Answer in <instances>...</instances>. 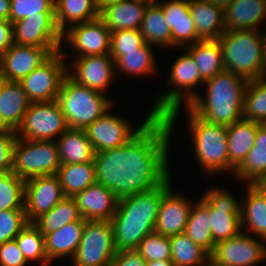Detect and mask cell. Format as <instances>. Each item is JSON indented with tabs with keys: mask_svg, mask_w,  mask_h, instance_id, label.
I'll return each instance as SVG.
<instances>
[{
	"mask_svg": "<svg viewBox=\"0 0 266 266\" xmlns=\"http://www.w3.org/2000/svg\"><path fill=\"white\" fill-rule=\"evenodd\" d=\"M27 264L15 239L0 244V266H27Z\"/></svg>",
	"mask_w": 266,
	"mask_h": 266,
	"instance_id": "obj_47",
	"label": "cell"
},
{
	"mask_svg": "<svg viewBox=\"0 0 266 266\" xmlns=\"http://www.w3.org/2000/svg\"><path fill=\"white\" fill-rule=\"evenodd\" d=\"M61 165L56 140H22L17 138L13 147L12 172L23 180L55 175Z\"/></svg>",
	"mask_w": 266,
	"mask_h": 266,
	"instance_id": "obj_8",
	"label": "cell"
},
{
	"mask_svg": "<svg viewBox=\"0 0 266 266\" xmlns=\"http://www.w3.org/2000/svg\"><path fill=\"white\" fill-rule=\"evenodd\" d=\"M27 224L25 209L0 211V244L14 239Z\"/></svg>",
	"mask_w": 266,
	"mask_h": 266,
	"instance_id": "obj_46",
	"label": "cell"
},
{
	"mask_svg": "<svg viewBox=\"0 0 266 266\" xmlns=\"http://www.w3.org/2000/svg\"><path fill=\"white\" fill-rule=\"evenodd\" d=\"M74 198L82 218L86 221L111 220L119 202L110 189L97 182L88 186Z\"/></svg>",
	"mask_w": 266,
	"mask_h": 266,
	"instance_id": "obj_22",
	"label": "cell"
},
{
	"mask_svg": "<svg viewBox=\"0 0 266 266\" xmlns=\"http://www.w3.org/2000/svg\"><path fill=\"white\" fill-rule=\"evenodd\" d=\"M85 223L86 220L81 218L44 236L45 253L51 264L54 260L63 259V257L73 259L80 244Z\"/></svg>",
	"mask_w": 266,
	"mask_h": 266,
	"instance_id": "obj_23",
	"label": "cell"
},
{
	"mask_svg": "<svg viewBox=\"0 0 266 266\" xmlns=\"http://www.w3.org/2000/svg\"><path fill=\"white\" fill-rule=\"evenodd\" d=\"M174 266H206L209 254L185 233L169 237Z\"/></svg>",
	"mask_w": 266,
	"mask_h": 266,
	"instance_id": "obj_39",
	"label": "cell"
},
{
	"mask_svg": "<svg viewBox=\"0 0 266 266\" xmlns=\"http://www.w3.org/2000/svg\"><path fill=\"white\" fill-rule=\"evenodd\" d=\"M82 218L74 197H64L48 213L36 218L32 224L43 236L55 232L67 223Z\"/></svg>",
	"mask_w": 266,
	"mask_h": 266,
	"instance_id": "obj_37",
	"label": "cell"
},
{
	"mask_svg": "<svg viewBox=\"0 0 266 266\" xmlns=\"http://www.w3.org/2000/svg\"><path fill=\"white\" fill-rule=\"evenodd\" d=\"M64 197L56 174L26 180L24 209L28 223H32L39 216L48 213Z\"/></svg>",
	"mask_w": 266,
	"mask_h": 266,
	"instance_id": "obj_19",
	"label": "cell"
},
{
	"mask_svg": "<svg viewBox=\"0 0 266 266\" xmlns=\"http://www.w3.org/2000/svg\"><path fill=\"white\" fill-rule=\"evenodd\" d=\"M13 24L10 20L0 21V58L13 44Z\"/></svg>",
	"mask_w": 266,
	"mask_h": 266,
	"instance_id": "obj_50",
	"label": "cell"
},
{
	"mask_svg": "<svg viewBox=\"0 0 266 266\" xmlns=\"http://www.w3.org/2000/svg\"><path fill=\"white\" fill-rule=\"evenodd\" d=\"M165 20L162 8L156 2L150 3L140 27L146 43L154 47L172 48V34Z\"/></svg>",
	"mask_w": 266,
	"mask_h": 266,
	"instance_id": "obj_36",
	"label": "cell"
},
{
	"mask_svg": "<svg viewBox=\"0 0 266 266\" xmlns=\"http://www.w3.org/2000/svg\"><path fill=\"white\" fill-rule=\"evenodd\" d=\"M170 123L154 116L126 145L94 154L96 182L121 198L146 192L170 176Z\"/></svg>",
	"mask_w": 266,
	"mask_h": 266,
	"instance_id": "obj_1",
	"label": "cell"
},
{
	"mask_svg": "<svg viewBox=\"0 0 266 266\" xmlns=\"http://www.w3.org/2000/svg\"><path fill=\"white\" fill-rule=\"evenodd\" d=\"M95 1L99 11L101 12L105 7L124 0H95Z\"/></svg>",
	"mask_w": 266,
	"mask_h": 266,
	"instance_id": "obj_53",
	"label": "cell"
},
{
	"mask_svg": "<svg viewBox=\"0 0 266 266\" xmlns=\"http://www.w3.org/2000/svg\"><path fill=\"white\" fill-rule=\"evenodd\" d=\"M199 199L190 209L184 233L210 255L216 244L211 234L209 203L203 197Z\"/></svg>",
	"mask_w": 266,
	"mask_h": 266,
	"instance_id": "obj_34",
	"label": "cell"
},
{
	"mask_svg": "<svg viewBox=\"0 0 266 266\" xmlns=\"http://www.w3.org/2000/svg\"><path fill=\"white\" fill-rule=\"evenodd\" d=\"M146 260L136 251H116L111 266H146Z\"/></svg>",
	"mask_w": 266,
	"mask_h": 266,
	"instance_id": "obj_49",
	"label": "cell"
},
{
	"mask_svg": "<svg viewBox=\"0 0 266 266\" xmlns=\"http://www.w3.org/2000/svg\"><path fill=\"white\" fill-rule=\"evenodd\" d=\"M146 266H174L171 260H155L146 262Z\"/></svg>",
	"mask_w": 266,
	"mask_h": 266,
	"instance_id": "obj_54",
	"label": "cell"
},
{
	"mask_svg": "<svg viewBox=\"0 0 266 266\" xmlns=\"http://www.w3.org/2000/svg\"><path fill=\"white\" fill-rule=\"evenodd\" d=\"M61 164H80L94 160V150L85 130L68 128L56 139Z\"/></svg>",
	"mask_w": 266,
	"mask_h": 266,
	"instance_id": "obj_32",
	"label": "cell"
},
{
	"mask_svg": "<svg viewBox=\"0 0 266 266\" xmlns=\"http://www.w3.org/2000/svg\"><path fill=\"white\" fill-rule=\"evenodd\" d=\"M170 176L164 183L146 192L121 198L111 219L116 251L136 250L146 235L154 232L160 202L172 185Z\"/></svg>",
	"mask_w": 266,
	"mask_h": 266,
	"instance_id": "obj_2",
	"label": "cell"
},
{
	"mask_svg": "<svg viewBox=\"0 0 266 266\" xmlns=\"http://www.w3.org/2000/svg\"><path fill=\"white\" fill-rule=\"evenodd\" d=\"M226 30H260L266 20V0H234L224 9Z\"/></svg>",
	"mask_w": 266,
	"mask_h": 266,
	"instance_id": "obj_26",
	"label": "cell"
},
{
	"mask_svg": "<svg viewBox=\"0 0 266 266\" xmlns=\"http://www.w3.org/2000/svg\"><path fill=\"white\" fill-rule=\"evenodd\" d=\"M261 36H262V39H263V48H264V60H265V65H266V29L265 31H261Z\"/></svg>",
	"mask_w": 266,
	"mask_h": 266,
	"instance_id": "obj_56",
	"label": "cell"
},
{
	"mask_svg": "<svg viewBox=\"0 0 266 266\" xmlns=\"http://www.w3.org/2000/svg\"><path fill=\"white\" fill-rule=\"evenodd\" d=\"M152 49L153 46L145 42L138 51L126 52L115 62L116 74L125 73L124 75L133 77L154 75L157 64Z\"/></svg>",
	"mask_w": 266,
	"mask_h": 266,
	"instance_id": "obj_38",
	"label": "cell"
},
{
	"mask_svg": "<svg viewBox=\"0 0 266 266\" xmlns=\"http://www.w3.org/2000/svg\"><path fill=\"white\" fill-rule=\"evenodd\" d=\"M247 187L244 201L241 199V228L266 239V193L256 184H245Z\"/></svg>",
	"mask_w": 266,
	"mask_h": 266,
	"instance_id": "obj_28",
	"label": "cell"
},
{
	"mask_svg": "<svg viewBox=\"0 0 266 266\" xmlns=\"http://www.w3.org/2000/svg\"><path fill=\"white\" fill-rule=\"evenodd\" d=\"M62 41L75 52L70 56L73 58L110 54L111 31L99 17L71 26L63 33Z\"/></svg>",
	"mask_w": 266,
	"mask_h": 266,
	"instance_id": "obj_16",
	"label": "cell"
},
{
	"mask_svg": "<svg viewBox=\"0 0 266 266\" xmlns=\"http://www.w3.org/2000/svg\"><path fill=\"white\" fill-rule=\"evenodd\" d=\"M16 139V133L0 134V173L13 170V147Z\"/></svg>",
	"mask_w": 266,
	"mask_h": 266,
	"instance_id": "obj_48",
	"label": "cell"
},
{
	"mask_svg": "<svg viewBox=\"0 0 266 266\" xmlns=\"http://www.w3.org/2000/svg\"><path fill=\"white\" fill-rule=\"evenodd\" d=\"M94 160L80 164H61L57 171L65 197H75L96 183Z\"/></svg>",
	"mask_w": 266,
	"mask_h": 266,
	"instance_id": "obj_35",
	"label": "cell"
},
{
	"mask_svg": "<svg viewBox=\"0 0 266 266\" xmlns=\"http://www.w3.org/2000/svg\"><path fill=\"white\" fill-rule=\"evenodd\" d=\"M258 123L245 119L238 120L227 126L228 141V174L243 163L248 152L255 144Z\"/></svg>",
	"mask_w": 266,
	"mask_h": 266,
	"instance_id": "obj_27",
	"label": "cell"
},
{
	"mask_svg": "<svg viewBox=\"0 0 266 266\" xmlns=\"http://www.w3.org/2000/svg\"><path fill=\"white\" fill-rule=\"evenodd\" d=\"M183 49L191 55L199 67L204 82L225 70L218 40L197 41Z\"/></svg>",
	"mask_w": 266,
	"mask_h": 266,
	"instance_id": "obj_33",
	"label": "cell"
},
{
	"mask_svg": "<svg viewBox=\"0 0 266 266\" xmlns=\"http://www.w3.org/2000/svg\"><path fill=\"white\" fill-rule=\"evenodd\" d=\"M30 104L19 82L0 79V113L14 130L21 125Z\"/></svg>",
	"mask_w": 266,
	"mask_h": 266,
	"instance_id": "obj_29",
	"label": "cell"
},
{
	"mask_svg": "<svg viewBox=\"0 0 266 266\" xmlns=\"http://www.w3.org/2000/svg\"><path fill=\"white\" fill-rule=\"evenodd\" d=\"M198 41L217 40L225 31L224 9L208 0H189Z\"/></svg>",
	"mask_w": 266,
	"mask_h": 266,
	"instance_id": "obj_25",
	"label": "cell"
},
{
	"mask_svg": "<svg viewBox=\"0 0 266 266\" xmlns=\"http://www.w3.org/2000/svg\"><path fill=\"white\" fill-rule=\"evenodd\" d=\"M150 3L142 0H124L105 7L100 18L111 32L140 30L145 11Z\"/></svg>",
	"mask_w": 266,
	"mask_h": 266,
	"instance_id": "obj_24",
	"label": "cell"
},
{
	"mask_svg": "<svg viewBox=\"0 0 266 266\" xmlns=\"http://www.w3.org/2000/svg\"><path fill=\"white\" fill-rule=\"evenodd\" d=\"M145 43L140 30H118L111 32L110 56L116 62L126 52L138 51Z\"/></svg>",
	"mask_w": 266,
	"mask_h": 266,
	"instance_id": "obj_44",
	"label": "cell"
},
{
	"mask_svg": "<svg viewBox=\"0 0 266 266\" xmlns=\"http://www.w3.org/2000/svg\"><path fill=\"white\" fill-rule=\"evenodd\" d=\"M25 180L12 171L0 173V211L24 209Z\"/></svg>",
	"mask_w": 266,
	"mask_h": 266,
	"instance_id": "obj_42",
	"label": "cell"
},
{
	"mask_svg": "<svg viewBox=\"0 0 266 266\" xmlns=\"http://www.w3.org/2000/svg\"><path fill=\"white\" fill-rule=\"evenodd\" d=\"M61 49L13 43L0 58V79L19 82Z\"/></svg>",
	"mask_w": 266,
	"mask_h": 266,
	"instance_id": "obj_18",
	"label": "cell"
},
{
	"mask_svg": "<svg viewBox=\"0 0 266 266\" xmlns=\"http://www.w3.org/2000/svg\"><path fill=\"white\" fill-rule=\"evenodd\" d=\"M206 266H213L210 262Z\"/></svg>",
	"mask_w": 266,
	"mask_h": 266,
	"instance_id": "obj_59",
	"label": "cell"
},
{
	"mask_svg": "<svg viewBox=\"0 0 266 266\" xmlns=\"http://www.w3.org/2000/svg\"><path fill=\"white\" fill-rule=\"evenodd\" d=\"M208 1L212 2L214 5L218 7L225 9L234 0H208Z\"/></svg>",
	"mask_w": 266,
	"mask_h": 266,
	"instance_id": "obj_55",
	"label": "cell"
},
{
	"mask_svg": "<svg viewBox=\"0 0 266 266\" xmlns=\"http://www.w3.org/2000/svg\"><path fill=\"white\" fill-rule=\"evenodd\" d=\"M38 13H55V0H10L9 20L12 23Z\"/></svg>",
	"mask_w": 266,
	"mask_h": 266,
	"instance_id": "obj_45",
	"label": "cell"
},
{
	"mask_svg": "<svg viewBox=\"0 0 266 266\" xmlns=\"http://www.w3.org/2000/svg\"><path fill=\"white\" fill-rule=\"evenodd\" d=\"M10 0H0V21L9 20Z\"/></svg>",
	"mask_w": 266,
	"mask_h": 266,
	"instance_id": "obj_51",
	"label": "cell"
},
{
	"mask_svg": "<svg viewBox=\"0 0 266 266\" xmlns=\"http://www.w3.org/2000/svg\"><path fill=\"white\" fill-rule=\"evenodd\" d=\"M168 85H172L171 89L166 92L157 93L154 98L153 108L150 113L153 116L166 117L170 123L171 129L175 127V121L182 103L188 106L189 103L199 95V91L195 89L198 85H203L204 81L201 79L199 67L194 62L191 55L185 51L178 59L171 64ZM174 125V126H173Z\"/></svg>",
	"mask_w": 266,
	"mask_h": 266,
	"instance_id": "obj_5",
	"label": "cell"
},
{
	"mask_svg": "<svg viewBox=\"0 0 266 266\" xmlns=\"http://www.w3.org/2000/svg\"><path fill=\"white\" fill-rule=\"evenodd\" d=\"M244 231L217 243L209 255V262L213 266H258L266 260V239H257Z\"/></svg>",
	"mask_w": 266,
	"mask_h": 266,
	"instance_id": "obj_13",
	"label": "cell"
},
{
	"mask_svg": "<svg viewBox=\"0 0 266 266\" xmlns=\"http://www.w3.org/2000/svg\"><path fill=\"white\" fill-rule=\"evenodd\" d=\"M116 254L111 220H88L71 266H111Z\"/></svg>",
	"mask_w": 266,
	"mask_h": 266,
	"instance_id": "obj_9",
	"label": "cell"
},
{
	"mask_svg": "<svg viewBox=\"0 0 266 266\" xmlns=\"http://www.w3.org/2000/svg\"><path fill=\"white\" fill-rule=\"evenodd\" d=\"M162 1V2H161ZM162 8L172 34V49L182 50L198 41L195 24L190 14L189 0H156Z\"/></svg>",
	"mask_w": 266,
	"mask_h": 266,
	"instance_id": "obj_21",
	"label": "cell"
},
{
	"mask_svg": "<svg viewBox=\"0 0 266 266\" xmlns=\"http://www.w3.org/2000/svg\"><path fill=\"white\" fill-rule=\"evenodd\" d=\"M57 101L68 128L85 130L113 106V100L105 94L78 85L68 75L63 79Z\"/></svg>",
	"mask_w": 266,
	"mask_h": 266,
	"instance_id": "obj_7",
	"label": "cell"
},
{
	"mask_svg": "<svg viewBox=\"0 0 266 266\" xmlns=\"http://www.w3.org/2000/svg\"><path fill=\"white\" fill-rule=\"evenodd\" d=\"M188 131L191 133L194 155L208 174L228 173L227 126L212 124L196 115L188 106Z\"/></svg>",
	"mask_w": 266,
	"mask_h": 266,
	"instance_id": "obj_6",
	"label": "cell"
},
{
	"mask_svg": "<svg viewBox=\"0 0 266 266\" xmlns=\"http://www.w3.org/2000/svg\"><path fill=\"white\" fill-rule=\"evenodd\" d=\"M202 197L209 203L212 239L215 244L237 236L241 231V200L223 188H208Z\"/></svg>",
	"mask_w": 266,
	"mask_h": 266,
	"instance_id": "obj_11",
	"label": "cell"
},
{
	"mask_svg": "<svg viewBox=\"0 0 266 266\" xmlns=\"http://www.w3.org/2000/svg\"><path fill=\"white\" fill-rule=\"evenodd\" d=\"M217 40L225 70L248 81L266 77L260 30H226Z\"/></svg>",
	"mask_w": 266,
	"mask_h": 266,
	"instance_id": "obj_4",
	"label": "cell"
},
{
	"mask_svg": "<svg viewBox=\"0 0 266 266\" xmlns=\"http://www.w3.org/2000/svg\"><path fill=\"white\" fill-rule=\"evenodd\" d=\"M233 175L246 184H256L266 176V124L258 123L255 144Z\"/></svg>",
	"mask_w": 266,
	"mask_h": 266,
	"instance_id": "obj_31",
	"label": "cell"
},
{
	"mask_svg": "<svg viewBox=\"0 0 266 266\" xmlns=\"http://www.w3.org/2000/svg\"><path fill=\"white\" fill-rule=\"evenodd\" d=\"M64 48L22 78L19 83L31 103L57 100L63 79L67 76L68 63Z\"/></svg>",
	"mask_w": 266,
	"mask_h": 266,
	"instance_id": "obj_12",
	"label": "cell"
},
{
	"mask_svg": "<svg viewBox=\"0 0 266 266\" xmlns=\"http://www.w3.org/2000/svg\"><path fill=\"white\" fill-rule=\"evenodd\" d=\"M14 239L28 263L40 262L41 266L52 265L45 253L44 236L32 223H28Z\"/></svg>",
	"mask_w": 266,
	"mask_h": 266,
	"instance_id": "obj_41",
	"label": "cell"
},
{
	"mask_svg": "<svg viewBox=\"0 0 266 266\" xmlns=\"http://www.w3.org/2000/svg\"><path fill=\"white\" fill-rule=\"evenodd\" d=\"M256 185L266 193V176H264Z\"/></svg>",
	"mask_w": 266,
	"mask_h": 266,
	"instance_id": "obj_57",
	"label": "cell"
},
{
	"mask_svg": "<svg viewBox=\"0 0 266 266\" xmlns=\"http://www.w3.org/2000/svg\"><path fill=\"white\" fill-rule=\"evenodd\" d=\"M136 251L147 261L171 260L169 237L152 232L145 236Z\"/></svg>",
	"mask_w": 266,
	"mask_h": 266,
	"instance_id": "obj_43",
	"label": "cell"
},
{
	"mask_svg": "<svg viewBox=\"0 0 266 266\" xmlns=\"http://www.w3.org/2000/svg\"><path fill=\"white\" fill-rule=\"evenodd\" d=\"M68 125L57 100L34 102L27 109L21 125L16 130L17 138L22 140H56Z\"/></svg>",
	"mask_w": 266,
	"mask_h": 266,
	"instance_id": "obj_10",
	"label": "cell"
},
{
	"mask_svg": "<svg viewBox=\"0 0 266 266\" xmlns=\"http://www.w3.org/2000/svg\"><path fill=\"white\" fill-rule=\"evenodd\" d=\"M247 83L244 77L224 70L203 83L207 89L206 97L197 95L188 107L212 124L229 126L243 119Z\"/></svg>",
	"mask_w": 266,
	"mask_h": 266,
	"instance_id": "obj_3",
	"label": "cell"
},
{
	"mask_svg": "<svg viewBox=\"0 0 266 266\" xmlns=\"http://www.w3.org/2000/svg\"><path fill=\"white\" fill-rule=\"evenodd\" d=\"M4 133H16V130H14L4 119V117L0 113V134Z\"/></svg>",
	"mask_w": 266,
	"mask_h": 266,
	"instance_id": "obj_52",
	"label": "cell"
},
{
	"mask_svg": "<svg viewBox=\"0 0 266 266\" xmlns=\"http://www.w3.org/2000/svg\"><path fill=\"white\" fill-rule=\"evenodd\" d=\"M110 110L112 109H108L85 129L95 153L126 145L154 117L149 112L146 119L135 129L134 124L132 126L130 121L116 113H110Z\"/></svg>",
	"mask_w": 266,
	"mask_h": 266,
	"instance_id": "obj_14",
	"label": "cell"
},
{
	"mask_svg": "<svg viewBox=\"0 0 266 266\" xmlns=\"http://www.w3.org/2000/svg\"><path fill=\"white\" fill-rule=\"evenodd\" d=\"M243 119L266 124V77L248 81L244 94Z\"/></svg>",
	"mask_w": 266,
	"mask_h": 266,
	"instance_id": "obj_40",
	"label": "cell"
},
{
	"mask_svg": "<svg viewBox=\"0 0 266 266\" xmlns=\"http://www.w3.org/2000/svg\"><path fill=\"white\" fill-rule=\"evenodd\" d=\"M100 17L95 0H55V19L63 34L71 26Z\"/></svg>",
	"mask_w": 266,
	"mask_h": 266,
	"instance_id": "obj_30",
	"label": "cell"
},
{
	"mask_svg": "<svg viewBox=\"0 0 266 266\" xmlns=\"http://www.w3.org/2000/svg\"><path fill=\"white\" fill-rule=\"evenodd\" d=\"M142 1H145L147 3H154V2H156V0H142Z\"/></svg>",
	"mask_w": 266,
	"mask_h": 266,
	"instance_id": "obj_58",
	"label": "cell"
},
{
	"mask_svg": "<svg viewBox=\"0 0 266 266\" xmlns=\"http://www.w3.org/2000/svg\"><path fill=\"white\" fill-rule=\"evenodd\" d=\"M171 185L163 194L159 206L154 232L163 236L184 233L190 209L194 200L188 199L180 192L173 191Z\"/></svg>",
	"mask_w": 266,
	"mask_h": 266,
	"instance_id": "obj_20",
	"label": "cell"
},
{
	"mask_svg": "<svg viewBox=\"0 0 266 266\" xmlns=\"http://www.w3.org/2000/svg\"><path fill=\"white\" fill-rule=\"evenodd\" d=\"M67 66V75L78 85L105 93L116 77L115 61L110 54L77 57Z\"/></svg>",
	"mask_w": 266,
	"mask_h": 266,
	"instance_id": "obj_17",
	"label": "cell"
},
{
	"mask_svg": "<svg viewBox=\"0 0 266 266\" xmlns=\"http://www.w3.org/2000/svg\"><path fill=\"white\" fill-rule=\"evenodd\" d=\"M13 24V42L42 48H62L63 34L58 29L55 13H38Z\"/></svg>",
	"mask_w": 266,
	"mask_h": 266,
	"instance_id": "obj_15",
	"label": "cell"
}]
</instances>
